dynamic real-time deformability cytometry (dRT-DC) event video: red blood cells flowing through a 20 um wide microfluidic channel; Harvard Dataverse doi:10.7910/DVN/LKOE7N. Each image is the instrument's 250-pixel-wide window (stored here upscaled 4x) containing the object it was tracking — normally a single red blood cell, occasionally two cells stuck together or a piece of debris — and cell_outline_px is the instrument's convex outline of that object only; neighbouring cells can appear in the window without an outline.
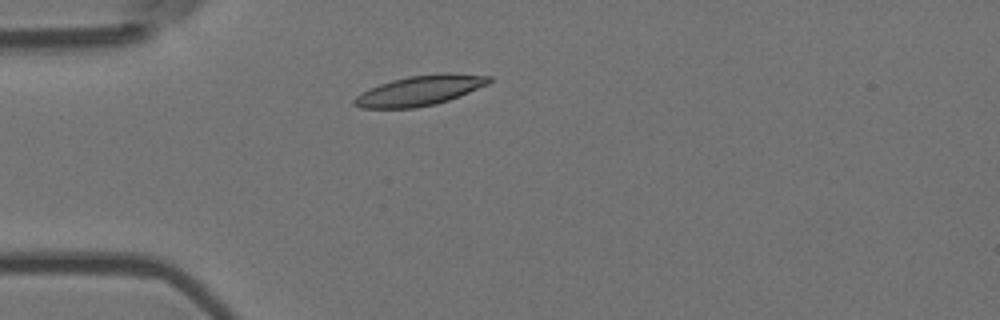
{"species": "Egyptian fruit bat (a non-hibernating species)", "species_latin": "Rousettus aegyptiacus", "temperature_condition": "room temperature", "stored_images_in_passage": 2, "camera_frame_rate_fps": 3000, "um_per_image_px": 0.085, "animal": {"sex": "female"}, "frame": {"image": 1, "passage_image": 2, "time_ms": 0.333, "image_size_px": [1000, 320], "cell_outline_px": [[492, 80], [488, 84], [448, 100], [436, 104], [416, 108], [360, 108], [352, 104], [352, 100], [356, 96], [380, 84], [392, 80], [408, 76], [440, 72], [448, 72], [492, 76]], "centroid_in_image_um": [35.7, 7.68], "position_along_channel_um": 49.3, "area_um2": 23.58}}